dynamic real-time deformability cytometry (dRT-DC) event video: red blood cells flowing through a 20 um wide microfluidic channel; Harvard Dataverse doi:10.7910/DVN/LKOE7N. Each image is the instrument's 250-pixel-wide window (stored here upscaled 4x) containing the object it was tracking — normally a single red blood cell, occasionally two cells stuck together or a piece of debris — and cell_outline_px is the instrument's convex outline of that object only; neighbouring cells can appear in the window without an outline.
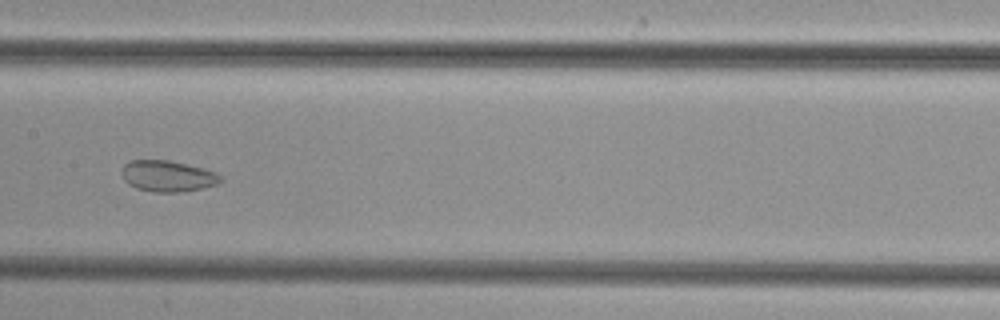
{"species": "common noctule bat (a hibernating species)", "species_latin": "Nyctalus noctula", "temperature_condition": "cold", "stored_images_in_passage": 42, "camera_frame_rate_fps": 3000, "um_per_image_px": 0.085, "animal": {"sex": "female", "body_mass_g": 29.2, "forearm_length_mm": 56.3}, "frame": {"image": 1, "passage_image": 17, "time_ms": 5.333, "image_size_px": [1000, 320], "cell_outline_px": [[220, 180], [216, 184], [200, 188], [180, 192], [152, 192], [136, 188], [128, 184], [124, 180], [120, 172], [124, 164], [132, 160], [168, 160], [204, 168], [216, 172], [220, 176]], "centroid_in_image_um": [14.19, 14.96], "position_along_channel_um": 193.2, "area_um2": 17.86}}
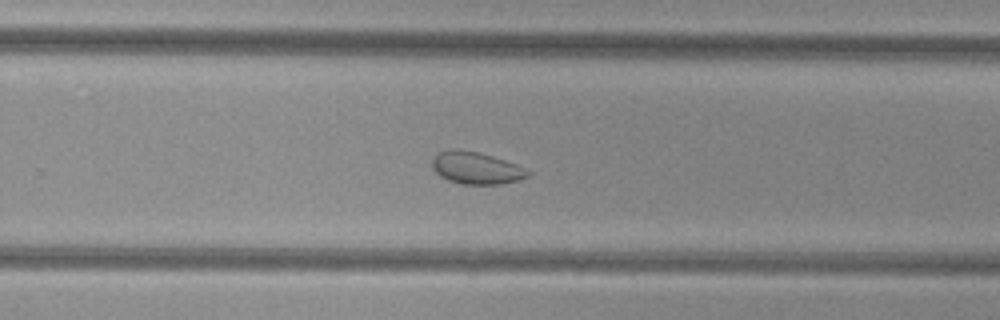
{"frame": {"image": 2, "passage_image": 24, "time_ms": 7.667, "image_size_px": [1000, 320], "cell_outline_px": [[532, 172], [528, 176], [520, 180], [500, 184], [460, 184], [448, 180], [440, 176], [432, 168], [432, 160], [440, 152], [452, 148], [456, 148], [476, 152], [492, 156], [516, 164]], "centroid_in_image_um": [40.48, 14.29], "position_along_channel_um": 289.3, "area_um2": 17.86}}
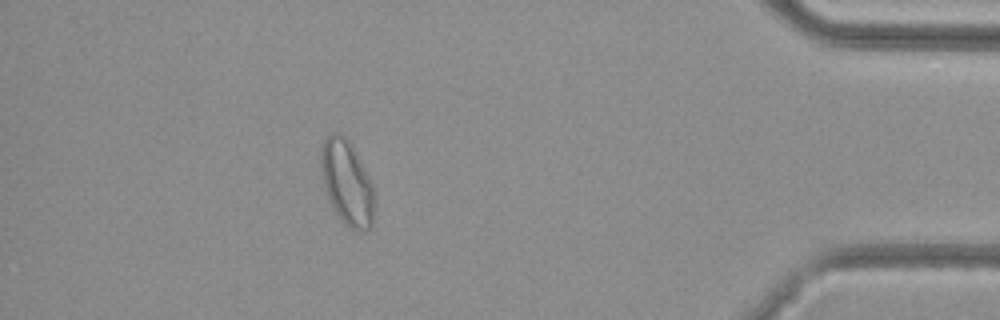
{"frame": {"image": 3, "passage_image": 36, "time_ms": 11.667, "image_size_px": [1000, 320], "cell_outline_px": [[376, 200], [372, 224], [364, 232], [356, 232], [348, 228], [340, 220], [332, 208], [328, 200], [324, 188], [320, 168], [320, 148], [324, 140], [332, 132], [336, 132], [344, 136], [348, 140], [372, 184], [376, 196]], "centroid_in_image_um": [29.48, 15.6], "position_along_channel_um": 405.7, "area_um2": 26.82}}